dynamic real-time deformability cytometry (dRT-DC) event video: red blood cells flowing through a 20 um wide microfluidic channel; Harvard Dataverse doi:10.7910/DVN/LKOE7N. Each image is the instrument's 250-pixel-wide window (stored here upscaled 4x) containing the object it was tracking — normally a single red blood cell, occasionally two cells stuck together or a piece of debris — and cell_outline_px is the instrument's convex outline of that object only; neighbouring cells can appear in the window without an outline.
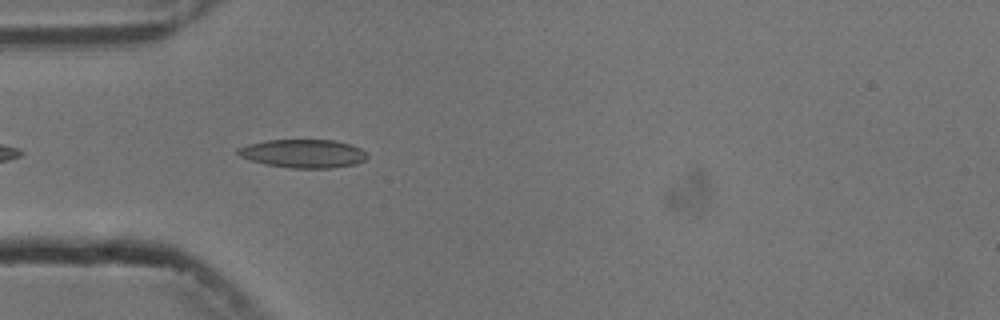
{"species": "common noctule bat (a hibernating species)", "species_latin": "Nyctalus noctula", "temperature_condition": "cold", "stored_images_in_passage": 4, "camera_frame_rate_fps": 3000, "um_per_image_px": 0.085, "animal": {"sex": "male", "body_mass_g": 13.3}, "frame": {"image": 1, "passage_image": 4, "time_ms": 4.333, "image_size_px": [1000, 320], "cell_outline_px": [[368, 156], [364, 160], [356, 164], [332, 168], [292, 168], [268, 164], [252, 160], [240, 156], [236, 152], [236, 148], [248, 144], [264, 140], [336, 140], [352, 144], [368, 152]], "centroid_in_image_um": [25.81, 13.04], "position_along_channel_um": 59.2, "area_um2": 21.5}}